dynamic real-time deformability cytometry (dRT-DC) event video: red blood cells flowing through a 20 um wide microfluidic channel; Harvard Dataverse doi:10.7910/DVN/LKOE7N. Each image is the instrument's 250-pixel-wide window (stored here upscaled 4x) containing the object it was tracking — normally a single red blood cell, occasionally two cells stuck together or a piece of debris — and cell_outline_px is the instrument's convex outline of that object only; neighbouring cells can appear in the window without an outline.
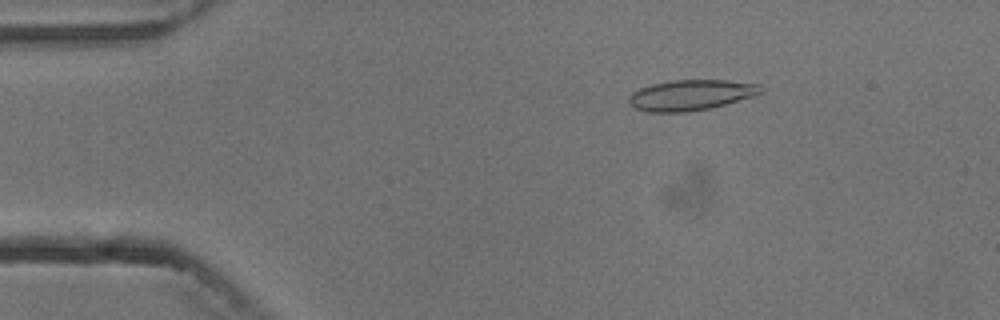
{"species": "common noctule bat (a hibernating species)", "species_latin": "Nyctalus noctula", "temperature_condition": "cold", "stored_images_in_passage": 5, "camera_frame_rate_fps": 3000, "um_per_image_px": 0.085, "animal": {"sex": "male", "body_mass_g": 13.3}, "frame": {"image": 1, "passage_image": 3, "time_ms": 2.333, "image_size_px": [1000, 320], "cell_outline_px": [[764, 92], [752, 96], [712, 108], [688, 112], [648, 112], [636, 108], [628, 100], [628, 96], [632, 92], [640, 88], [652, 84], [672, 80], [728, 80], [760, 84], [764, 88]], "centroid_in_image_um": [58.75, 8.07], "position_along_channel_um": 26.2, "area_um2": 23.58}}